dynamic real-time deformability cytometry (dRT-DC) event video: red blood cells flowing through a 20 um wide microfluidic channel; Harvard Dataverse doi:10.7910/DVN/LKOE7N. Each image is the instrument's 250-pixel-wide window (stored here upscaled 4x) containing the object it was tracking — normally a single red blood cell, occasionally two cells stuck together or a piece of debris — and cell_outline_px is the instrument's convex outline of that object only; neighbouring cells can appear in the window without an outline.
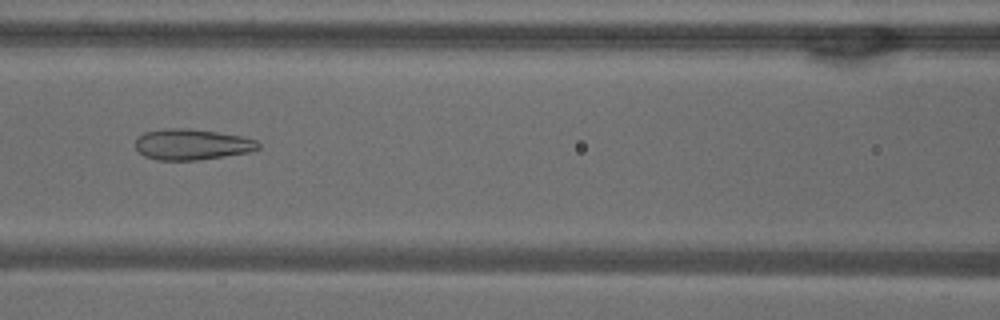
{"species": "common noctule bat (a hibernating species)", "species_latin": "Nyctalus noctula", "temperature_condition": "warm", "stored_images_in_passage": 52, "camera_frame_rate_fps": 3000, "um_per_image_px": 0.085, "animal": {"sex": "male", "body_mass_g": 18.8}, "frame": {"image": 1, "passage_image": 23, "time_ms": 7.333, "image_size_px": [1000, 320], "cell_outline_px": [[260, 148], [252, 152], [196, 160], [156, 160], [144, 156], [136, 148], [136, 140], [144, 132], [164, 128], [188, 128], [216, 132], [240, 136], [256, 140], [260, 144]], "centroid_in_image_um": [16.32, 12.28], "position_along_channel_um": 150.3, "area_um2": 22.08}}
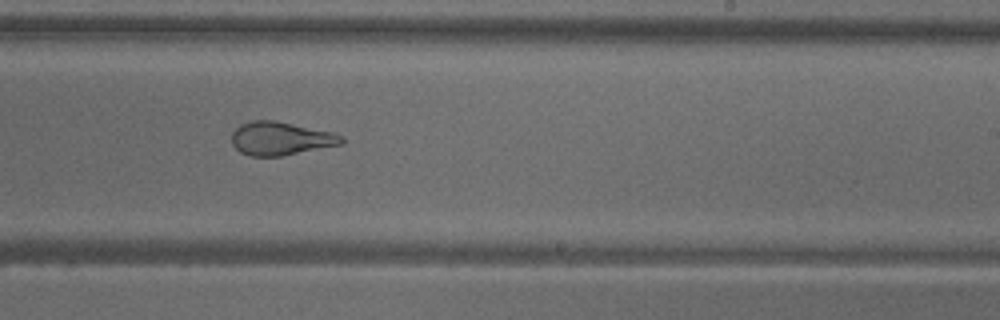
{"frame": {"image": 2, "passage_image": 32, "time_ms": 10.333, "image_size_px": [1000, 320], "cell_outline_px": [[344, 144], [280, 156], [248, 156], [240, 152], [232, 144], [232, 132], [240, 124], [252, 120], [276, 120], [332, 132], [344, 136]], "centroid_in_image_um": [23.86, 11.77], "position_along_channel_um": 265.1, "area_um2": 21.5}}
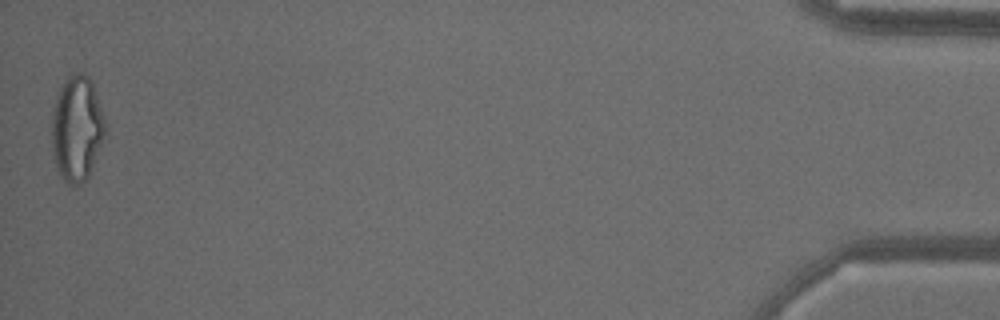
{"frame": {"image": 3, "passage_image": 52, "time_ms": 17.0, "image_size_px": [1000, 320], "cell_outline_px": [[104, 132], [88, 180], [80, 184], [68, 188], [60, 176], [56, 168], [52, 156], [52, 112], [56, 96], [60, 88], [72, 72], [84, 72], [92, 80], [104, 116]], "centroid_in_image_um": [6.5, 10.96], "position_along_channel_um": 428.7, "area_um2": 33.12}, "authors_computed_cell_mechanics": {"area_um2": 27.1371, "velocity_mm_per_s": 3.8392, "shape_relaxation_time_tau1_ms": null, "shape_relaxation_time_tau2_ms": 1.4483, "deformation_change_tau1": null, "deformation_change_tau2": 0.1066}}